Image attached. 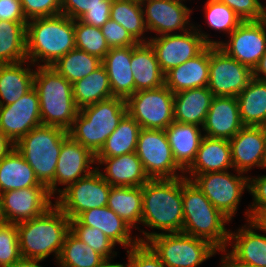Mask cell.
Returning a JSON list of instances; mask_svg holds the SVG:
<instances>
[{"instance_id": "14", "label": "cell", "mask_w": 266, "mask_h": 267, "mask_svg": "<svg viewBox=\"0 0 266 267\" xmlns=\"http://www.w3.org/2000/svg\"><path fill=\"white\" fill-rule=\"evenodd\" d=\"M253 78V71L229 56L218 45H210L208 89L214 96L237 97Z\"/></svg>"}, {"instance_id": "15", "label": "cell", "mask_w": 266, "mask_h": 267, "mask_svg": "<svg viewBox=\"0 0 266 267\" xmlns=\"http://www.w3.org/2000/svg\"><path fill=\"white\" fill-rule=\"evenodd\" d=\"M185 1L140 0L147 30L155 33V36L151 37L178 34L177 31L183 33L194 27L190 22L193 10L184 4Z\"/></svg>"}, {"instance_id": "37", "label": "cell", "mask_w": 266, "mask_h": 267, "mask_svg": "<svg viewBox=\"0 0 266 267\" xmlns=\"http://www.w3.org/2000/svg\"><path fill=\"white\" fill-rule=\"evenodd\" d=\"M110 19L123 26L138 43H148L150 37H145L148 30L140 0H113Z\"/></svg>"}, {"instance_id": "31", "label": "cell", "mask_w": 266, "mask_h": 267, "mask_svg": "<svg viewBox=\"0 0 266 267\" xmlns=\"http://www.w3.org/2000/svg\"><path fill=\"white\" fill-rule=\"evenodd\" d=\"M214 95L208 87L174 94V121L202 127Z\"/></svg>"}, {"instance_id": "33", "label": "cell", "mask_w": 266, "mask_h": 267, "mask_svg": "<svg viewBox=\"0 0 266 267\" xmlns=\"http://www.w3.org/2000/svg\"><path fill=\"white\" fill-rule=\"evenodd\" d=\"M236 98L244 126L266 127V81L252 78Z\"/></svg>"}, {"instance_id": "3", "label": "cell", "mask_w": 266, "mask_h": 267, "mask_svg": "<svg viewBox=\"0 0 266 267\" xmlns=\"http://www.w3.org/2000/svg\"><path fill=\"white\" fill-rule=\"evenodd\" d=\"M22 258L44 261L52 254L57 261L70 219L54 204L42 215L16 224Z\"/></svg>"}, {"instance_id": "23", "label": "cell", "mask_w": 266, "mask_h": 267, "mask_svg": "<svg viewBox=\"0 0 266 267\" xmlns=\"http://www.w3.org/2000/svg\"><path fill=\"white\" fill-rule=\"evenodd\" d=\"M96 166L111 186L140 187L150 179L136 152L117 157L96 158Z\"/></svg>"}, {"instance_id": "43", "label": "cell", "mask_w": 266, "mask_h": 267, "mask_svg": "<svg viewBox=\"0 0 266 267\" xmlns=\"http://www.w3.org/2000/svg\"><path fill=\"white\" fill-rule=\"evenodd\" d=\"M70 231L107 261H112L117 256V251H114L116 244L100 229L82 225L77 219H72Z\"/></svg>"}, {"instance_id": "7", "label": "cell", "mask_w": 266, "mask_h": 267, "mask_svg": "<svg viewBox=\"0 0 266 267\" xmlns=\"http://www.w3.org/2000/svg\"><path fill=\"white\" fill-rule=\"evenodd\" d=\"M68 131L40 125L20 138L14 148L34 170L38 181L48 187L54 180L58 157Z\"/></svg>"}, {"instance_id": "44", "label": "cell", "mask_w": 266, "mask_h": 267, "mask_svg": "<svg viewBox=\"0 0 266 267\" xmlns=\"http://www.w3.org/2000/svg\"><path fill=\"white\" fill-rule=\"evenodd\" d=\"M21 258L16 224H0V267H10Z\"/></svg>"}, {"instance_id": "27", "label": "cell", "mask_w": 266, "mask_h": 267, "mask_svg": "<svg viewBox=\"0 0 266 267\" xmlns=\"http://www.w3.org/2000/svg\"><path fill=\"white\" fill-rule=\"evenodd\" d=\"M165 133L176 164L185 172L194 162L201 140L202 127L173 121Z\"/></svg>"}, {"instance_id": "58", "label": "cell", "mask_w": 266, "mask_h": 267, "mask_svg": "<svg viewBox=\"0 0 266 267\" xmlns=\"http://www.w3.org/2000/svg\"><path fill=\"white\" fill-rule=\"evenodd\" d=\"M101 267H122V263H113V261H107L103 266Z\"/></svg>"}, {"instance_id": "30", "label": "cell", "mask_w": 266, "mask_h": 267, "mask_svg": "<svg viewBox=\"0 0 266 267\" xmlns=\"http://www.w3.org/2000/svg\"><path fill=\"white\" fill-rule=\"evenodd\" d=\"M106 68L114 97L127 99L134 94V77L131 71V46L110 48L102 60Z\"/></svg>"}, {"instance_id": "8", "label": "cell", "mask_w": 266, "mask_h": 267, "mask_svg": "<svg viewBox=\"0 0 266 267\" xmlns=\"http://www.w3.org/2000/svg\"><path fill=\"white\" fill-rule=\"evenodd\" d=\"M145 243L166 267H199L218 254L208 241L183 232L159 234Z\"/></svg>"}, {"instance_id": "12", "label": "cell", "mask_w": 266, "mask_h": 267, "mask_svg": "<svg viewBox=\"0 0 266 267\" xmlns=\"http://www.w3.org/2000/svg\"><path fill=\"white\" fill-rule=\"evenodd\" d=\"M110 190L111 185L96 168L89 175L70 184L54 201L72 220L89 209L107 206Z\"/></svg>"}, {"instance_id": "34", "label": "cell", "mask_w": 266, "mask_h": 267, "mask_svg": "<svg viewBox=\"0 0 266 267\" xmlns=\"http://www.w3.org/2000/svg\"><path fill=\"white\" fill-rule=\"evenodd\" d=\"M143 186H111L107 206L132 229L139 231L142 218Z\"/></svg>"}, {"instance_id": "4", "label": "cell", "mask_w": 266, "mask_h": 267, "mask_svg": "<svg viewBox=\"0 0 266 267\" xmlns=\"http://www.w3.org/2000/svg\"><path fill=\"white\" fill-rule=\"evenodd\" d=\"M182 206L183 233L204 239L218 250L227 248L230 229L225 226L230 220L185 176L182 177Z\"/></svg>"}, {"instance_id": "40", "label": "cell", "mask_w": 266, "mask_h": 267, "mask_svg": "<svg viewBox=\"0 0 266 267\" xmlns=\"http://www.w3.org/2000/svg\"><path fill=\"white\" fill-rule=\"evenodd\" d=\"M102 64V60L79 49L70 50L51 67L70 83L88 76Z\"/></svg>"}, {"instance_id": "10", "label": "cell", "mask_w": 266, "mask_h": 267, "mask_svg": "<svg viewBox=\"0 0 266 267\" xmlns=\"http://www.w3.org/2000/svg\"><path fill=\"white\" fill-rule=\"evenodd\" d=\"M236 173L230 170L203 173L191 180L230 221L237 213L244 191L249 189V176Z\"/></svg>"}, {"instance_id": "60", "label": "cell", "mask_w": 266, "mask_h": 267, "mask_svg": "<svg viewBox=\"0 0 266 267\" xmlns=\"http://www.w3.org/2000/svg\"><path fill=\"white\" fill-rule=\"evenodd\" d=\"M266 3L263 5V20L266 22Z\"/></svg>"}, {"instance_id": "39", "label": "cell", "mask_w": 266, "mask_h": 267, "mask_svg": "<svg viewBox=\"0 0 266 267\" xmlns=\"http://www.w3.org/2000/svg\"><path fill=\"white\" fill-rule=\"evenodd\" d=\"M27 22L0 21V64L27 60Z\"/></svg>"}, {"instance_id": "29", "label": "cell", "mask_w": 266, "mask_h": 267, "mask_svg": "<svg viewBox=\"0 0 266 267\" xmlns=\"http://www.w3.org/2000/svg\"><path fill=\"white\" fill-rule=\"evenodd\" d=\"M31 67L29 60L0 64V106L13 104L34 87L36 68Z\"/></svg>"}, {"instance_id": "48", "label": "cell", "mask_w": 266, "mask_h": 267, "mask_svg": "<svg viewBox=\"0 0 266 267\" xmlns=\"http://www.w3.org/2000/svg\"><path fill=\"white\" fill-rule=\"evenodd\" d=\"M100 29L110 48L128 47L138 44L123 26L112 19H109Z\"/></svg>"}, {"instance_id": "45", "label": "cell", "mask_w": 266, "mask_h": 267, "mask_svg": "<svg viewBox=\"0 0 266 267\" xmlns=\"http://www.w3.org/2000/svg\"><path fill=\"white\" fill-rule=\"evenodd\" d=\"M248 192L252 196L253 201L244 212L247 218L245 220H255L266 211V175L250 176Z\"/></svg>"}, {"instance_id": "25", "label": "cell", "mask_w": 266, "mask_h": 267, "mask_svg": "<svg viewBox=\"0 0 266 267\" xmlns=\"http://www.w3.org/2000/svg\"><path fill=\"white\" fill-rule=\"evenodd\" d=\"M82 225L96 227L103 231L115 244L125 250L139 243L137 236H132V228L108 206L89 209L76 218Z\"/></svg>"}, {"instance_id": "52", "label": "cell", "mask_w": 266, "mask_h": 267, "mask_svg": "<svg viewBox=\"0 0 266 267\" xmlns=\"http://www.w3.org/2000/svg\"><path fill=\"white\" fill-rule=\"evenodd\" d=\"M111 7H95L88 10L79 20L85 24L101 28L110 19Z\"/></svg>"}, {"instance_id": "17", "label": "cell", "mask_w": 266, "mask_h": 267, "mask_svg": "<svg viewBox=\"0 0 266 267\" xmlns=\"http://www.w3.org/2000/svg\"><path fill=\"white\" fill-rule=\"evenodd\" d=\"M219 47L252 71L266 53V22L243 21Z\"/></svg>"}, {"instance_id": "51", "label": "cell", "mask_w": 266, "mask_h": 267, "mask_svg": "<svg viewBox=\"0 0 266 267\" xmlns=\"http://www.w3.org/2000/svg\"><path fill=\"white\" fill-rule=\"evenodd\" d=\"M28 22L20 0H0V21Z\"/></svg>"}, {"instance_id": "36", "label": "cell", "mask_w": 266, "mask_h": 267, "mask_svg": "<svg viewBox=\"0 0 266 267\" xmlns=\"http://www.w3.org/2000/svg\"><path fill=\"white\" fill-rule=\"evenodd\" d=\"M140 130L141 126L126 113L115 131L107 138L96 158L117 157L136 152Z\"/></svg>"}, {"instance_id": "35", "label": "cell", "mask_w": 266, "mask_h": 267, "mask_svg": "<svg viewBox=\"0 0 266 267\" xmlns=\"http://www.w3.org/2000/svg\"><path fill=\"white\" fill-rule=\"evenodd\" d=\"M73 97L78 109L113 97L106 68L101 64L85 78L72 84Z\"/></svg>"}, {"instance_id": "1", "label": "cell", "mask_w": 266, "mask_h": 267, "mask_svg": "<svg viewBox=\"0 0 266 267\" xmlns=\"http://www.w3.org/2000/svg\"><path fill=\"white\" fill-rule=\"evenodd\" d=\"M183 219L182 177L149 179L143 185L141 224L160 231L139 229L143 234L136 235L139 242L159 234L182 232Z\"/></svg>"}, {"instance_id": "47", "label": "cell", "mask_w": 266, "mask_h": 267, "mask_svg": "<svg viewBox=\"0 0 266 267\" xmlns=\"http://www.w3.org/2000/svg\"><path fill=\"white\" fill-rule=\"evenodd\" d=\"M27 20L61 14V0H20Z\"/></svg>"}, {"instance_id": "20", "label": "cell", "mask_w": 266, "mask_h": 267, "mask_svg": "<svg viewBox=\"0 0 266 267\" xmlns=\"http://www.w3.org/2000/svg\"><path fill=\"white\" fill-rule=\"evenodd\" d=\"M231 147L232 171L244 174L266 164V127L244 126L229 140Z\"/></svg>"}, {"instance_id": "16", "label": "cell", "mask_w": 266, "mask_h": 267, "mask_svg": "<svg viewBox=\"0 0 266 267\" xmlns=\"http://www.w3.org/2000/svg\"><path fill=\"white\" fill-rule=\"evenodd\" d=\"M96 168V156L87 147L68 136L62 143L54 180L47 187L49 193L55 199L70 184L89 175ZM58 185H63L64 188L58 189Z\"/></svg>"}, {"instance_id": "19", "label": "cell", "mask_w": 266, "mask_h": 267, "mask_svg": "<svg viewBox=\"0 0 266 267\" xmlns=\"http://www.w3.org/2000/svg\"><path fill=\"white\" fill-rule=\"evenodd\" d=\"M40 125L39 96L34 87L13 104L0 106V132L13 144Z\"/></svg>"}, {"instance_id": "5", "label": "cell", "mask_w": 266, "mask_h": 267, "mask_svg": "<svg viewBox=\"0 0 266 267\" xmlns=\"http://www.w3.org/2000/svg\"><path fill=\"white\" fill-rule=\"evenodd\" d=\"M34 88L39 96L42 125L68 131L79 112L72 83L51 66H36Z\"/></svg>"}, {"instance_id": "6", "label": "cell", "mask_w": 266, "mask_h": 267, "mask_svg": "<svg viewBox=\"0 0 266 267\" xmlns=\"http://www.w3.org/2000/svg\"><path fill=\"white\" fill-rule=\"evenodd\" d=\"M127 113L126 101L111 97L79 110L68 135L95 156Z\"/></svg>"}, {"instance_id": "11", "label": "cell", "mask_w": 266, "mask_h": 267, "mask_svg": "<svg viewBox=\"0 0 266 267\" xmlns=\"http://www.w3.org/2000/svg\"><path fill=\"white\" fill-rule=\"evenodd\" d=\"M125 101L127 113L141 128L165 130L174 121V93L166 85L136 91Z\"/></svg>"}, {"instance_id": "55", "label": "cell", "mask_w": 266, "mask_h": 267, "mask_svg": "<svg viewBox=\"0 0 266 267\" xmlns=\"http://www.w3.org/2000/svg\"><path fill=\"white\" fill-rule=\"evenodd\" d=\"M14 148V144L0 132V160Z\"/></svg>"}, {"instance_id": "49", "label": "cell", "mask_w": 266, "mask_h": 267, "mask_svg": "<svg viewBox=\"0 0 266 267\" xmlns=\"http://www.w3.org/2000/svg\"><path fill=\"white\" fill-rule=\"evenodd\" d=\"M229 6L242 21L263 20V5L260 0H217Z\"/></svg>"}, {"instance_id": "18", "label": "cell", "mask_w": 266, "mask_h": 267, "mask_svg": "<svg viewBox=\"0 0 266 267\" xmlns=\"http://www.w3.org/2000/svg\"><path fill=\"white\" fill-rule=\"evenodd\" d=\"M46 186H35L1 193L6 222L17 224L45 213L55 204ZM53 201V202H52Z\"/></svg>"}, {"instance_id": "32", "label": "cell", "mask_w": 266, "mask_h": 267, "mask_svg": "<svg viewBox=\"0 0 266 267\" xmlns=\"http://www.w3.org/2000/svg\"><path fill=\"white\" fill-rule=\"evenodd\" d=\"M44 186L23 156L13 148L0 160V193Z\"/></svg>"}, {"instance_id": "53", "label": "cell", "mask_w": 266, "mask_h": 267, "mask_svg": "<svg viewBox=\"0 0 266 267\" xmlns=\"http://www.w3.org/2000/svg\"><path fill=\"white\" fill-rule=\"evenodd\" d=\"M217 252L218 253L221 252V254L223 253L222 254L223 256L220 258L221 259L220 266L218 265V267H255V266L240 262L238 259L233 257L227 251V249H220Z\"/></svg>"}, {"instance_id": "57", "label": "cell", "mask_w": 266, "mask_h": 267, "mask_svg": "<svg viewBox=\"0 0 266 267\" xmlns=\"http://www.w3.org/2000/svg\"><path fill=\"white\" fill-rule=\"evenodd\" d=\"M255 220L266 231V211L260 214Z\"/></svg>"}, {"instance_id": "2", "label": "cell", "mask_w": 266, "mask_h": 267, "mask_svg": "<svg viewBox=\"0 0 266 267\" xmlns=\"http://www.w3.org/2000/svg\"><path fill=\"white\" fill-rule=\"evenodd\" d=\"M74 37V20L64 14L28 20L27 60L35 66H52L76 48Z\"/></svg>"}, {"instance_id": "9", "label": "cell", "mask_w": 266, "mask_h": 267, "mask_svg": "<svg viewBox=\"0 0 266 267\" xmlns=\"http://www.w3.org/2000/svg\"><path fill=\"white\" fill-rule=\"evenodd\" d=\"M220 40H213L210 34L202 31L201 25L178 34H166L150 37L148 43L153 48L157 61L164 74L172 68L196 57L208 45H219Z\"/></svg>"}, {"instance_id": "59", "label": "cell", "mask_w": 266, "mask_h": 267, "mask_svg": "<svg viewBox=\"0 0 266 267\" xmlns=\"http://www.w3.org/2000/svg\"><path fill=\"white\" fill-rule=\"evenodd\" d=\"M4 222H6V221H5L3 212H2L1 193H0V224H2Z\"/></svg>"}, {"instance_id": "46", "label": "cell", "mask_w": 266, "mask_h": 267, "mask_svg": "<svg viewBox=\"0 0 266 267\" xmlns=\"http://www.w3.org/2000/svg\"><path fill=\"white\" fill-rule=\"evenodd\" d=\"M127 263L122 267H166L146 243H138L126 250Z\"/></svg>"}, {"instance_id": "21", "label": "cell", "mask_w": 266, "mask_h": 267, "mask_svg": "<svg viewBox=\"0 0 266 267\" xmlns=\"http://www.w3.org/2000/svg\"><path fill=\"white\" fill-rule=\"evenodd\" d=\"M230 246L232 249L229 250ZM226 249L242 263L266 267V231L256 220H246V224L235 231L230 230Z\"/></svg>"}, {"instance_id": "56", "label": "cell", "mask_w": 266, "mask_h": 267, "mask_svg": "<svg viewBox=\"0 0 266 267\" xmlns=\"http://www.w3.org/2000/svg\"><path fill=\"white\" fill-rule=\"evenodd\" d=\"M40 260H32V259H25L21 258L19 261H17L14 265L10 267H43L40 265Z\"/></svg>"}, {"instance_id": "28", "label": "cell", "mask_w": 266, "mask_h": 267, "mask_svg": "<svg viewBox=\"0 0 266 267\" xmlns=\"http://www.w3.org/2000/svg\"><path fill=\"white\" fill-rule=\"evenodd\" d=\"M131 71L134 77V93L157 89L165 85V74L149 43L131 46Z\"/></svg>"}, {"instance_id": "24", "label": "cell", "mask_w": 266, "mask_h": 267, "mask_svg": "<svg viewBox=\"0 0 266 267\" xmlns=\"http://www.w3.org/2000/svg\"><path fill=\"white\" fill-rule=\"evenodd\" d=\"M233 169L229 140L203 136L196 158L184 172L188 180L196 175Z\"/></svg>"}, {"instance_id": "41", "label": "cell", "mask_w": 266, "mask_h": 267, "mask_svg": "<svg viewBox=\"0 0 266 267\" xmlns=\"http://www.w3.org/2000/svg\"><path fill=\"white\" fill-rule=\"evenodd\" d=\"M203 8L208 27L228 36L243 22L229 6L217 0H207Z\"/></svg>"}, {"instance_id": "38", "label": "cell", "mask_w": 266, "mask_h": 267, "mask_svg": "<svg viewBox=\"0 0 266 267\" xmlns=\"http://www.w3.org/2000/svg\"><path fill=\"white\" fill-rule=\"evenodd\" d=\"M107 260L69 231L56 261L58 267H101Z\"/></svg>"}, {"instance_id": "42", "label": "cell", "mask_w": 266, "mask_h": 267, "mask_svg": "<svg viewBox=\"0 0 266 267\" xmlns=\"http://www.w3.org/2000/svg\"><path fill=\"white\" fill-rule=\"evenodd\" d=\"M75 46L76 49L85 51L103 60L110 50L101 29L81 22L79 19L74 20Z\"/></svg>"}, {"instance_id": "54", "label": "cell", "mask_w": 266, "mask_h": 267, "mask_svg": "<svg viewBox=\"0 0 266 267\" xmlns=\"http://www.w3.org/2000/svg\"><path fill=\"white\" fill-rule=\"evenodd\" d=\"M253 78L266 81V53L261 57L257 66L253 69Z\"/></svg>"}, {"instance_id": "13", "label": "cell", "mask_w": 266, "mask_h": 267, "mask_svg": "<svg viewBox=\"0 0 266 267\" xmlns=\"http://www.w3.org/2000/svg\"><path fill=\"white\" fill-rule=\"evenodd\" d=\"M136 154L150 179L184 176V171L174 161L165 130L141 128Z\"/></svg>"}, {"instance_id": "26", "label": "cell", "mask_w": 266, "mask_h": 267, "mask_svg": "<svg viewBox=\"0 0 266 267\" xmlns=\"http://www.w3.org/2000/svg\"><path fill=\"white\" fill-rule=\"evenodd\" d=\"M210 45L196 57L165 74V85L174 94L193 88L208 87Z\"/></svg>"}, {"instance_id": "22", "label": "cell", "mask_w": 266, "mask_h": 267, "mask_svg": "<svg viewBox=\"0 0 266 267\" xmlns=\"http://www.w3.org/2000/svg\"><path fill=\"white\" fill-rule=\"evenodd\" d=\"M243 127L237 98L214 96L202 126L203 134L230 140Z\"/></svg>"}, {"instance_id": "50", "label": "cell", "mask_w": 266, "mask_h": 267, "mask_svg": "<svg viewBox=\"0 0 266 267\" xmlns=\"http://www.w3.org/2000/svg\"><path fill=\"white\" fill-rule=\"evenodd\" d=\"M113 0H61V14L73 20L80 19L95 7H111Z\"/></svg>"}]
</instances>
